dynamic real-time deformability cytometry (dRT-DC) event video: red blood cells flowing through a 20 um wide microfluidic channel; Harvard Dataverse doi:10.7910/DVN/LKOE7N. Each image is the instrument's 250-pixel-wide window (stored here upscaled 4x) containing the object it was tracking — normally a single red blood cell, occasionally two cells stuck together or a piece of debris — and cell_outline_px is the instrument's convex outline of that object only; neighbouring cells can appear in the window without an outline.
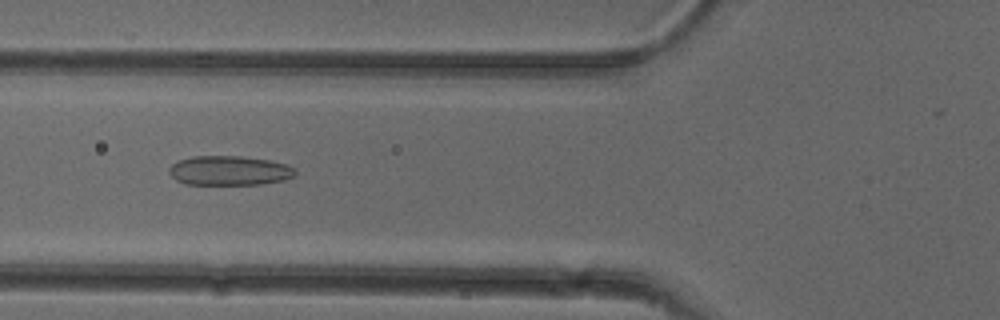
{"species": "common noctule bat (a hibernating species)", "species_latin": "Nyctalus noctula", "temperature_condition": "cold", "stored_images_in_passage": 35, "camera_frame_rate_fps": 3000, "um_per_image_px": 0.085, "animal": {"sex": "female"}, "frame": {"image": 1, "passage_image": 9, "time_ms": 2.667, "image_size_px": [1000, 320], "cell_outline_px": [[296, 176], [284, 180], [260, 184], [184, 184], [176, 180], [168, 172], [168, 168], [176, 160], [192, 156], [240, 156], [268, 160], [284, 164], [296, 168]], "centroid_in_image_um": [19.47, 14.5], "position_along_channel_um": 106.3, "area_um2": 21.79}}
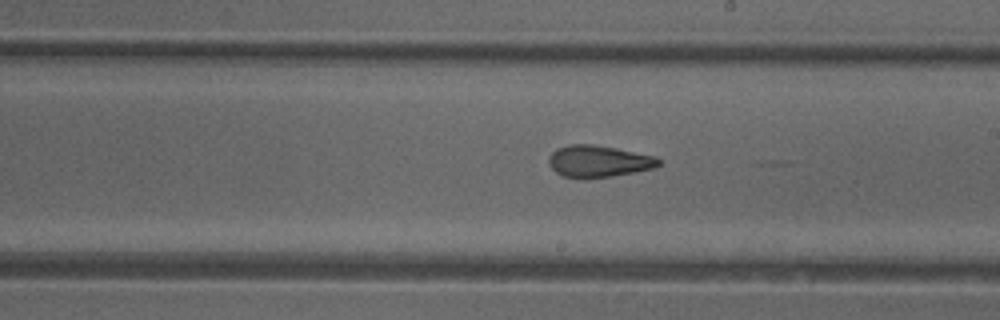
{"frame": {"image": 2, "passage_image": 19, "time_ms": 6.0, "image_size_px": [1000, 320], "cell_outline_px": [[660, 164], [656, 168], [612, 176], [564, 176], [556, 172], [548, 164], [548, 156], [556, 148], [568, 144], [592, 144], [616, 148], [656, 156], [660, 160]], "centroid_in_image_um": [50.89, 13.67], "position_along_channel_um": 238.1, "area_um2": 20.06}}
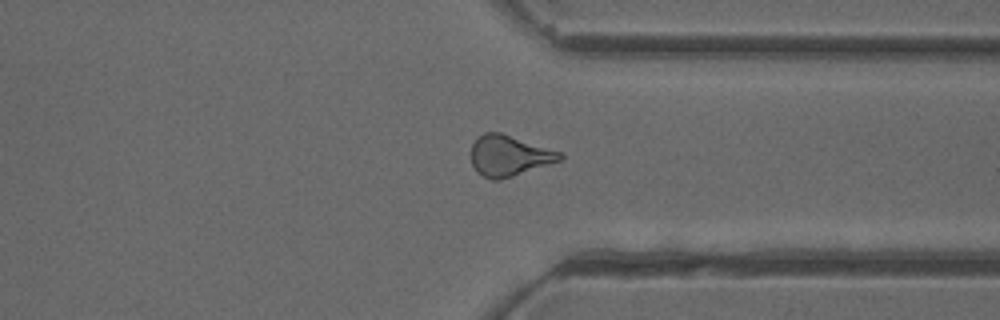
{"frame": {"image": 3, "passage_image": 29, "time_ms": 9.333, "image_size_px": [1000, 320], "cell_outline_px": [[564, 160], [500, 180], [492, 180], [476, 172], [472, 164], [468, 152], [472, 144], [484, 132], [500, 132], [564, 152]], "centroid_in_image_um": [43.29, 13.23], "position_along_channel_um": 368.1, "area_um2": 21.62}}